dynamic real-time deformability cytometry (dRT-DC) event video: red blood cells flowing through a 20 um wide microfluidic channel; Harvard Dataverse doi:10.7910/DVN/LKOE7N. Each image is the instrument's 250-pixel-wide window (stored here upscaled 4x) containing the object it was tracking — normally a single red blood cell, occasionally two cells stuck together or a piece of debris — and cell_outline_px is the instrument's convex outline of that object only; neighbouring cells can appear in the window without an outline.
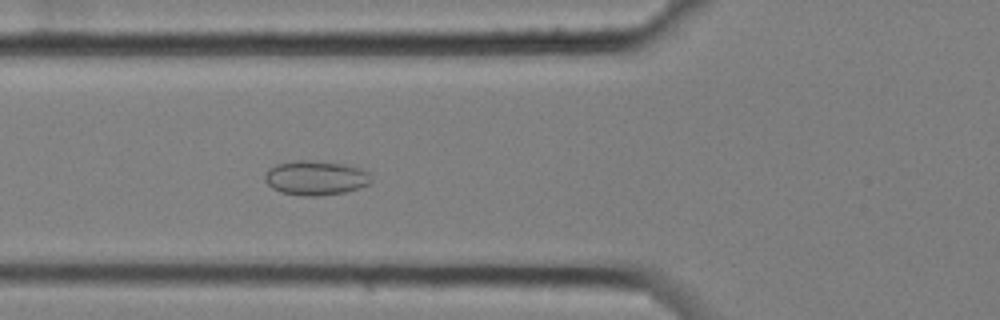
{"species": "common noctule bat (a hibernating species)", "species_latin": "Nyctalus noctula", "temperature_condition": "cold", "stored_images_in_passage": 6, "camera_frame_rate_fps": 3000, "um_per_image_px": 0.085, "animal": {"sex": "female", "body_mass_g": 25.1}, "frame": {"image": 1, "passage_image": 6, "time_ms": 1.667, "image_size_px": [1000, 320], "cell_outline_px": [[372, 180], [368, 184], [360, 188], [344, 192], [320, 196], [304, 196], [280, 192], [272, 188], [264, 180], [264, 176], [268, 168], [276, 164], [296, 160], [308, 160], [348, 164], [360, 168], [368, 172]], "centroid_in_image_um": [26.82, 15.12], "position_along_channel_um": 99.0, "area_um2": 21.56}}